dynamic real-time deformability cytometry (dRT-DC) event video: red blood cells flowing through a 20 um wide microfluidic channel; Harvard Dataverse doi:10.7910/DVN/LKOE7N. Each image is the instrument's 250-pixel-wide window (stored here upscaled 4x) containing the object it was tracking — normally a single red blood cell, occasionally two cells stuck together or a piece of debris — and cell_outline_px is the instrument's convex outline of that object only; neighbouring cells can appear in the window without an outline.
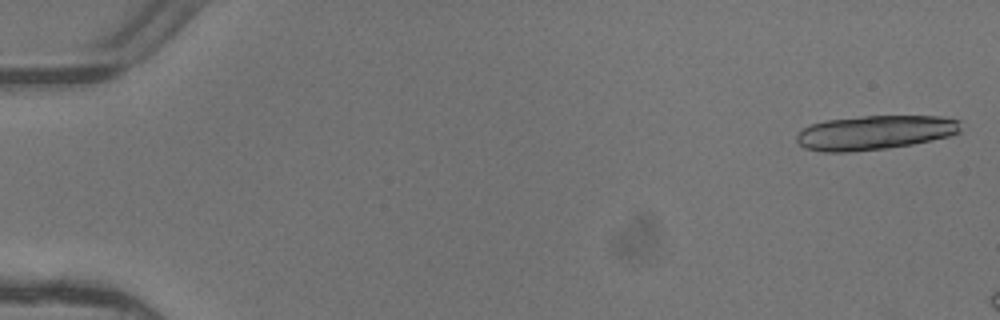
{"species": "common noctule bat (a hibernating species)", "species_latin": "Nyctalus noctula", "temperature_condition": "warm", "stored_images_in_passage": 3, "camera_frame_rate_fps": 3000, "um_per_image_px": 0.085, "animal": {"sex": "female"}, "frame": {"image": 1, "passage_image": 1, "time_ms": 0.0, "image_size_px": [1000, 320], "cell_outline_px": [[960, 132], [948, 136], [932, 140], [912, 144], [888, 148], [848, 152], [824, 152], [804, 148], [796, 140], [796, 136], [804, 128], [812, 124], [828, 120], [864, 116], [940, 116], [960, 120]], "centroid_in_image_um": [74.37, 11.27], "position_along_channel_um": 10.6, "area_um2": 32.66}}